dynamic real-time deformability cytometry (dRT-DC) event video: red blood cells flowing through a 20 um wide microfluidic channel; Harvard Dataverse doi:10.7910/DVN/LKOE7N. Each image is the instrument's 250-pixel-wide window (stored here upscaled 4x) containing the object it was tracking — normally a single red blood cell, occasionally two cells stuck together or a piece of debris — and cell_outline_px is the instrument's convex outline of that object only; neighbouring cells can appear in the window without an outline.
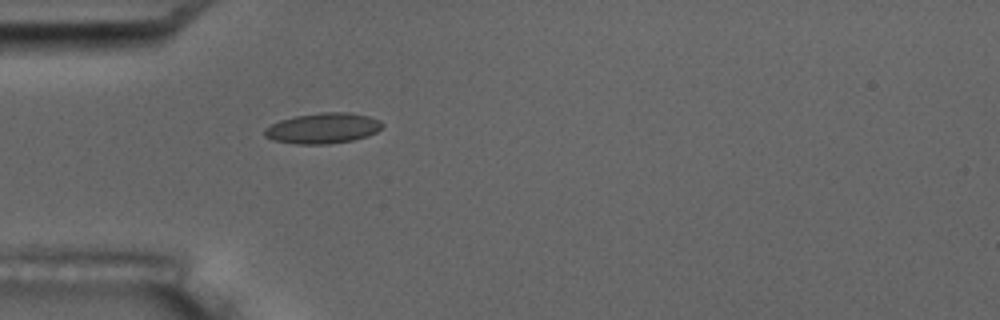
{"species": "common noctule bat (a hibernating species)", "species_latin": "Nyctalus noctula", "temperature_condition": "room temperature", "stored_images_in_passage": 4, "camera_frame_rate_fps": 3000, "um_per_image_px": 0.085, "animal": {"sex": "male", "body_mass_g": 17.5, "forearm_length_mm": 52.3}, "frame": {"image": 1, "passage_image": 4, "time_ms": 4.0, "image_size_px": [1000, 320], "cell_outline_px": [[384, 124], [376, 132], [368, 136], [352, 140], [328, 144], [296, 144], [272, 140], [264, 136], [264, 128], [280, 120], [296, 116], [320, 112], [348, 112], [368, 116], [380, 120]], "centroid_in_image_um": [27.44, 10.9], "position_along_channel_um": 57.6, "area_um2": 20.98}}